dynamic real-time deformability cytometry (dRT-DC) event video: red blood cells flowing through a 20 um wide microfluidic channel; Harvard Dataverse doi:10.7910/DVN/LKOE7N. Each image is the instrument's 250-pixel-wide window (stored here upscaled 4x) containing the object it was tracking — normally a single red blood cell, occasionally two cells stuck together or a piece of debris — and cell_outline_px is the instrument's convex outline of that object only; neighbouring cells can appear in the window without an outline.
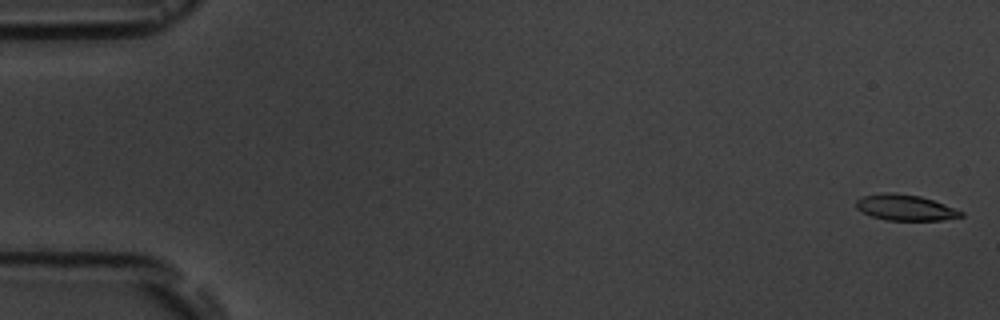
{"species": "common noctule bat (a hibernating species)", "species_latin": "Nyctalus noctula", "temperature_condition": "room temperature", "stored_images_in_passage": 6, "camera_frame_rate_fps": 3000, "um_per_image_px": 0.085, "animal": {"sex": "male", "body_mass_g": 19.5, "forearm_length_mm": 54.6}, "frame": {"image": 1, "passage_image": 1, "time_ms": 0.0, "image_size_px": [1000, 320], "cell_outline_px": [[964, 216], [940, 220], [884, 220], [872, 216], [856, 208], [856, 200], [864, 196], [888, 192], [892, 192], [920, 196], [944, 204], [964, 212]], "centroid_in_image_um": [76.95, 17.64], "position_along_channel_um": 8.0, "area_um2": 15.61}}